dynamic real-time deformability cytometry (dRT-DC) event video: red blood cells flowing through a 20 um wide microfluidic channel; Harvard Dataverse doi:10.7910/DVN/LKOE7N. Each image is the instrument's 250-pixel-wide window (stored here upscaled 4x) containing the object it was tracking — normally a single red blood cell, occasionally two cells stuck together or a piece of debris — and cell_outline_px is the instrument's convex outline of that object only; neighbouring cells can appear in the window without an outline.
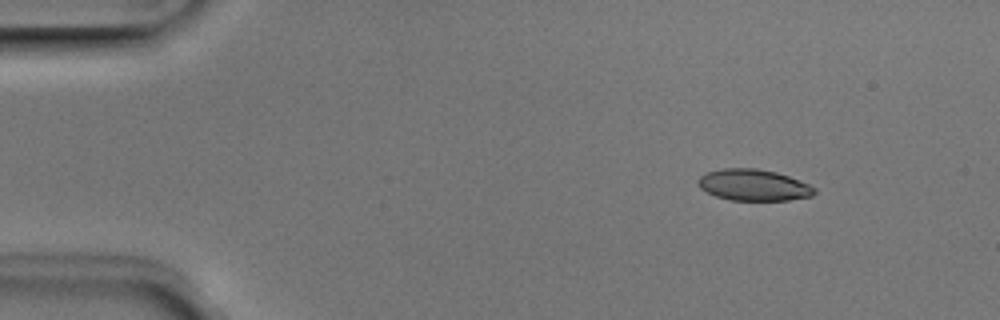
{"species": "Egyptian fruit bat (a non-hibernating species)", "species_latin": "Rousettus aegyptiacus", "temperature_condition": "room temperature", "stored_images_in_passage": 3, "camera_frame_rate_fps": 3000, "um_per_image_px": 0.085, "animal": {"sex": "male"}, "frame": {"image": 1, "passage_image": 1, "time_ms": 0.0, "image_size_px": [1000, 320], "cell_outline_px": [[816, 192], [812, 196], [788, 200], [732, 200], [716, 196], [700, 188], [696, 184], [696, 180], [700, 176], [708, 172], [724, 168], [756, 168], [776, 172], [788, 176], [808, 184], [816, 188]], "centroid_in_image_um": [64.04, 15.72], "position_along_channel_um": 21.0, "area_um2": 21.21}}
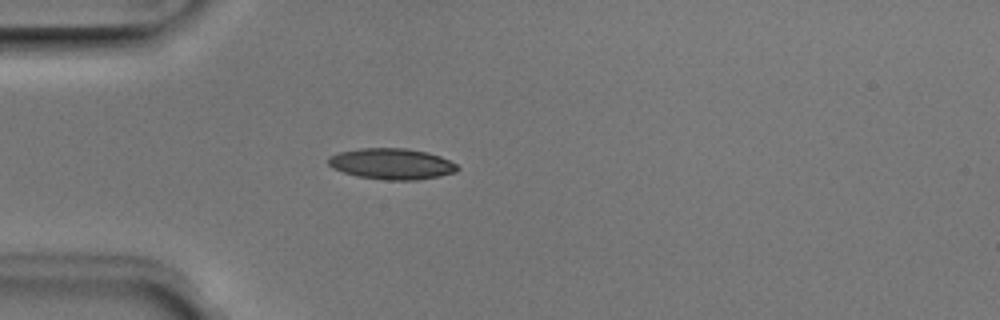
{"frame": {"image": 2, "passage_image": 3, "time_ms": 0.667, "image_size_px": [1000, 320], "cell_outline_px": [[460, 168], [456, 172], [440, 176], [416, 180], [388, 180], [356, 176], [332, 168], [328, 164], [328, 156], [340, 152], [360, 148], [408, 148], [428, 152], [440, 156], [456, 164]], "centroid_in_image_um": [33.3, 13.92], "position_along_channel_um": 51.7, "area_um2": 23.41}}